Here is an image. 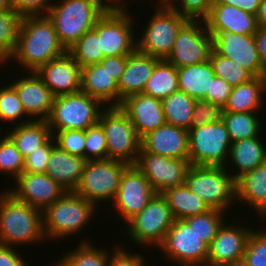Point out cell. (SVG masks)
Instances as JSON below:
<instances>
[{
	"mask_svg": "<svg viewBox=\"0 0 266 266\" xmlns=\"http://www.w3.org/2000/svg\"><path fill=\"white\" fill-rule=\"evenodd\" d=\"M213 37L204 20H188L179 30L166 61L176 68L199 64L210 59Z\"/></svg>",
	"mask_w": 266,
	"mask_h": 266,
	"instance_id": "13",
	"label": "cell"
},
{
	"mask_svg": "<svg viewBox=\"0 0 266 266\" xmlns=\"http://www.w3.org/2000/svg\"><path fill=\"white\" fill-rule=\"evenodd\" d=\"M24 167V158L13 141L6 135L0 138V172L7 173L16 179Z\"/></svg>",
	"mask_w": 266,
	"mask_h": 266,
	"instance_id": "43",
	"label": "cell"
},
{
	"mask_svg": "<svg viewBox=\"0 0 266 266\" xmlns=\"http://www.w3.org/2000/svg\"><path fill=\"white\" fill-rule=\"evenodd\" d=\"M236 199L266 217V161L236 180Z\"/></svg>",
	"mask_w": 266,
	"mask_h": 266,
	"instance_id": "28",
	"label": "cell"
},
{
	"mask_svg": "<svg viewBox=\"0 0 266 266\" xmlns=\"http://www.w3.org/2000/svg\"><path fill=\"white\" fill-rule=\"evenodd\" d=\"M97 208L74 191H66L42 211L46 239L54 241L81 232L92 220Z\"/></svg>",
	"mask_w": 266,
	"mask_h": 266,
	"instance_id": "4",
	"label": "cell"
},
{
	"mask_svg": "<svg viewBox=\"0 0 266 266\" xmlns=\"http://www.w3.org/2000/svg\"><path fill=\"white\" fill-rule=\"evenodd\" d=\"M80 65L66 51L63 55L50 60L35 72L48 86L54 96L81 91Z\"/></svg>",
	"mask_w": 266,
	"mask_h": 266,
	"instance_id": "20",
	"label": "cell"
},
{
	"mask_svg": "<svg viewBox=\"0 0 266 266\" xmlns=\"http://www.w3.org/2000/svg\"><path fill=\"white\" fill-rule=\"evenodd\" d=\"M108 8L105 0H60L51 5L47 17L53 22L59 41L68 50L94 28Z\"/></svg>",
	"mask_w": 266,
	"mask_h": 266,
	"instance_id": "3",
	"label": "cell"
},
{
	"mask_svg": "<svg viewBox=\"0 0 266 266\" xmlns=\"http://www.w3.org/2000/svg\"><path fill=\"white\" fill-rule=\"evenodd\" d=\"M228 169L230 167L191 165L185 184L210 208L225 212L236 199V180Z\"/></svg>",
	"mask_w": 266,
	"mask_h": 266,
	"instance_id": "5",
	"label": "cell"
},
{
	"mask_svg": "<svg viewBox=\"0 0 266 266\" xmlns=\"http://www.w3.org/2000/svg\"><path fill=\"white\" fill-rule=\"evenodd\" d=\"M55 143L64 151L71 155L84 158L85 149V130H63L51 131Z\"/></svg>",
	"mask_w": 266,
	"mask_h": 266,
	"instance_id": "47",
	"label": "cell"
},
{
	"mask_svg": "<svg viewBox=\"0 0 266 266\" xmlns=\"http://www.w3.org/2000/svg\"><path fill=\"white\" fill-rule=\"evenodd\" d=\"M72 266L64 257L60 259L58 262L53 264V266Z\"/></svg>",
	"mask_w": 266,
	"mask_h": 266,
	"instance_id": "60",
	"label": "cell"
},
{
	"mask_svg": "<svg viewBox=\"0 0 266 266\" xmlns=\"http://www.w3.org/2000/svg\"><path fill=\"white\" fill-rule=\"evenodd\" d=\"M27 73L30 75L12 81L11 85L16 89L23 108L30 119L47 120L55 96L35 71Z\"/></svg>",
	"mask_w": 266,
	"mask_h": 266,
	"instance_id": "21",
	"label": "cell"
},
{
	"mask_svg": "<svg viewBox=\"0 0 266 266\" xmlns=\"http://www.w3.org/2000/svg\"><path fill=\"white\" fill-rule=\"evenodd\" d=\"M265 146L260 136L231 142L228 162L230 160L231 166L236 167L237 170L236 173L230 174L231 177L237 180L244 173L264 163L266 161Z\"/></svg>",
	"mask_w": 266,
	"mask_h": 266,
	"instance_id": "29",
	"label": "cell"
},
{
	"mask_svg": "<svg viewBox=\"0 0 266 266\" xmlns=\"http://www.w3.org/2000/svg\"><path fill=\"white\" fill-rule=\"evenodd\" d=\"M215 76L222 78L232 87L251 80L254 76L236 61L225 58L214 49L210 55Z\"/></svg>",
	"mask_w": 266,
	"mask_h": 266,
	"instance_id": "39",
	"label": "cell"
},
{
	"mask_svg": "<svg viewBox=\"0 0 266 266\" xmlns=\"http://www.w3.org/2000/svg\"><path fill=\"white\" fill-rule=\"evenodd\" d=\"M214 2L233 5L236 8H241L245 12L257 15L262 0H214Z\"/></svg>",
	"mask_w": 266,
	"mask_h": 266,
	"instance_id": "55",
	"label": "cell"
},
{
	"mask_svg": "<svg viewBox=\"0 0 266 266\" xmlns=\"http://www.w3.org/2000/svg\"><path fill=\"white\" fill-rule=\"evenodd\" d=\"M242 263L245 266H266V230L261 232L253 229L247 242Z\"/></svg>",
	"mask_w": 266,
	"mask_h": 266,
	"instance_id": "45",
	"label": "cell"
},
{
	"mask_svg": "<svg viewBox=\"0 0 266 266\" xmlns=\"http://www.w3.org/2000/svg\"><path fill=\"white\" fill-rule=\"evenodd\" d=\"M188 131V159L191 165L226 167L231 141L222 119L214 123L191 127Z\"/></svg>",
	"mask_w": 266,
	"mask_h": 266,
	"instance_id": "10",
	"label": "cell"
},
{
	"mask_svg": "<svg viewBox=\"0 0 266 266\" xmlns=\"http://www.w3.org/2000/svg\"><path fill=\"white\" fill-rule=\"evenodd\" d=\"M174 220L166 199L162 194H155L140 213L126 222V237L129 235L136 245L159 247Z\"/></svg>",
	"mask_w": 266,
	"mask_h": 266,
	"instance_id": "11",
	"label": "cell"
},
{
	"mask_svg": "<svg viewBox=\"0 0 266 266\" xmlns=\"http://www.w3.org/2000/svg\"><path fill=\"white\" fill-rule=\"evenodd\" d=\"M255 40L260 59L262 61L264 69L266 70V27L258 28V31L255 33Z\"/></svg>",
	"mask_w": 266,
	"mask_h": 266,
	"instance_id": "56",
	"label": "cell"
},
{
	"mask_svg": "<svg viewBox=\"0 0 266 266\" xmlns=\"http://www.w3.org/2000/svg\"><path fill=\"white\" fill-rule=\"evenodd\" d=\"M149 181L134 165H129L122 174L117 194L111 204L127 222L140 213L155 195Z\"/></svg>",
	"mask_w": 266,
	"mask_h": 266,
	"instance_id": "16",
	"label": "cell"
},
{
	"mask_svg": "<svg viewBox=\"0 0 266 266\" xmlns=\"http://www.w3.org/2000/svg\"><path fill=\"white\" fill-rule=\"evenodd\" d=\"M107 143L108 159L134 165L141 150V138L132 121L119 106L105 107L99 116Z\"/></svg>",
	"mask_w": 266,
	"mask_h": 266,
	"instance_id": "7",
	"label": "cell"
},
{
	"mask_svg": "<svg viewBox=\"0 0 266 266\" xmlns=\"http://www.w3.org/2000/svg\"><path fill=\"white\" fill-rule=\"evenodd\" d=\"M265 92L266 76L253 77L251 80L232 88L223 111L234 113L259 111L262 109V105L264 106L265 100L262 96Z\"/></svg>",
	"mask_w": 266,
	"mask_h": 266,
	"instance_id": "30",
	"label": "cell"
},
{
	"mask_svg": "<svg viewBox=\"0 0 266 266\" xmlns=\"http://www.w3.org/2000/svg\"><path fill=\"white\" fill-rule=\"evenodd\" d=\"M14 189H5L15 199L43 211L58 200L66 190L46 173L22 172Z\"/></svg>",
	"mask_w": 266,
	"mask_h": 266,
	"instance_id": "19",
	"label": "cell"
},
{
	"mask_svg": "<svg viewBox=\"0 0 266 266\" xmlns=\"http://www.w3.org/2000/svg\"><path fill=\"white\" fill-rule=\"evenodd\" d=\"M231 266H245L243 263H238V264H234V265H231Z\"/></svg>",
	"mask_w": 266,
	"mask_h": 266,
	"instance_id": "61",
	"label": "cell"
},
{
	"mask_svg": "<svg viewBox=\"0 0 266 266\" xmlns=\"http://www.w3.org/2000/svg\"><path fill=\"white\" fill-rule=\"evenodd\" d=\"M0 266H29L14 247L0 244Z\"/></svg>",
	"mask_w": 266,
	"mask_h": 266,
	"instance_id": "54",
	"label": "cell"
},
{
	"mask_svg": "<svg viewBox=\"0 0 266 266\" xmlns=\"http://www.w3.org/2000/svg\"><path fill=\"white\" fill-rule=\"evenodd\" d=\"M223 109L206 100H196L192 114L191 127L214 123L222 119Z\"/></svg>",
	"mask_w": 266,
	"mask_h": 266,
	"instance_id": "48",
	"label": "cell"
},
{
	"mask_svg": "<svg viewBox=\"0 0 266 266\" xmlns=\"http://www.w3.org/2000/svg\"><path fill=\"white\" fill-rule=\"evenodd\" d=\"M81 91L97 98L103 105L119 106L118 83L100 64L82 68Z\"/></svg>",
	"mask_w": 266,
	"mask_h": 266,
	"instance_id": "27",
	"label": "cell"
},
{
	"mask_svg": "<svg viewBox=\"0 0 266 266\" xmlns=\"http://www.w3.org/2000/svg\"><path fill=\"white\" fill-rule=\"evenodd\" d=\"M0 10H15L13 0H0Z\"/></svg>",
	"mask_w": 266,
	"mask_h": 266,
	"instance_id": "58",
	"label": "cell"
},
{
	"mask_svg": "<svg viewBox=\"0 0 266 266\" xmlns=\"http://www.w3.org/2000/svg\"><path fill=\"white\" fill-rule=\"evenodd\" d=\"M232 86L222 78L215 76L211 81L210 92L203 100L219 105L222 109L226 105L232 91Z\"/></svg>",
	"mask_w": 266,
	"mask_h": 266,
	"instance_id": "50",
	"label": "cell"
},
{
	"mask_svg": "<svg viewBox=\"0 0 266 266\" xmlns=\"http://www.w3.org/2000/svg\"><path fill=\"white\" fill-rule=\"evenodd\" d=\"M141 147L149 153L169 158L188 159L189 131L165 123L141 139Z\"/></svg>",
	"mask_w": 266,
	"mask_h": 266,
	"instance_id": "24",
	"label": "cell"
},
{
	"mask_svg": "<svg viewBox=\"0 0 266 266\" xmlns=\"http://www.w3.org/2000/svg\"><path fill=\"white\" fill-rule=\"evenodd\" d=\"M26 115V116H25ZM26 117L24 119L27 122L32 121L22 105V102L19 99V96L16 92V89L11 85L0 88V121H9V123L21 120V117ZM18 119V120H17Z\"/></svg>",
	"mask_w": 266,
	"mask_h": 266,
	"instance_id": "42",
	"label": "cell"
},
{
	"mask_svg": "<svg viewBox=\"0 0 266 266\" xmlns=\"http://www.w3.org/2000/svg\"><path fill=\"white\" fill-rule=\"evenodd\" d=\"M128 166V163L120 160H87L80 182L74 192L92 202L96 207L100 201L110 200L112 203L117 194L122 174Z\"/></svg>",
	"mask_w": 266,
	"mask_h": 266,
	"instance_id": "8",
	"label": "cell"
},
{
	"mask_svg": "<svg viewBox=\"0 0 266 266\" xmlns=\"http://www.w3.org/2000/svg\"><path fill=\"white\" fill-rule=\"evenodd\" d=\"M120 247V248H119ZM117 245V247H114L112 254H109L108 259V266H145L146 264L144 256L138 254H135V252L132 254L130 252H127L126 249L123 247Z\"/></svg>",
	"mask_w": 266,
	"mask_h": 266,
	"instance_id": "52",
	"label": "cell"
},
{
	"mask_svg": "<svg viewBox=\"0 0 266 266\" xmlns=\"http://www.w3.org/2000/svg\"><path fill=\"white\" fill-rule=\"evenodd\" d=\"M52 0H13L15 11L23 16L47 15Z\"/></svg>",
	"mask_w": 266,
	"mask_h": 266,
	"instance_id": "51",
	"label": "cell"
},
{
	"mask_svg": "<svg viewBox=\"0 0 266 266\" xmlns=\"http://www.w3.org/2000/svg\"><path fill=\"white\" fill-rule=\"evenodd\" d=\"M3 192L0 195V244L16 247V244L43 242L46 237L42 211Z\"/></svg>",
	"mask_w": 266,
	"mask_h": 266,
	"instance_id": "2",
	"label": "cell"
},
{
	"mask_svg": "<svg viewBox=\"0 0 266 266\" xmlns=\"http://www.w3.org/2000/svg\"><path fill=\"white\" fill-rule=\"evenodd\" d=\"M84 158L86 160L108 159L106 137L99 123L85 130Z\"/></svg>",
	"mask_w": 266,
	"mask_h": 266,
	"instance_id": "44",
	"label": "cell"
},
{
	"mask_svg": "<svg viewBox=\"0 0 266 266\" xmlns=\"http://www.w3.org/2000/svg\"><path fill=\"white\" fill-rule=\"evenodd\" d=\"M7 136L25 158L43 146L53 135L46 120H22L18 124L15 123Z\"/></svg>",
	"mask_w": 266,
	"mask_h": 266,
	"instance_id": "31",
	"label": "cell"
},
{
	"mask_svg": "<svg viewBox=\"0 0 266 266\" xmlns=\"http://www.w3.org/2000/svg\"><path fill=\"white\" fill-rule=\"evenodd\" d=\"M158 4L161 6H157L146 30L136 40V50L158 59H166L180 28L189 19L173 10L163 0Z\"/></svg>",
	"mask_w": 266,
	"mask_h": 266,
	"instance_id": "9",
	"label": "cell"
},
{
	"mask_svg": "<svg viewBox=\"0 0 266 266\" xmlns=\"http://www.w3.org/2000/svg\"><path fill=\"white\" fill-rule=\"evenodd\" d=\"M125 8H108L93 30L100 39L104 57L130 55L136 50L134 19Z\"/></svg>",
	"mask_w": 266,
	"mask_h": 266,
	"instance_id": "12",
	"label": "cell"
},
{
	"mask_svg": "<svg viewBox=\"0 0 266 266\" xmlns=\"http://www.w3.org/2000/svg\"><path fill=\"white\" fill-rule=\"evenodd\" d=\"M52 150V137L29 156L24 158L23 172L46 173L48 160Z\"/></svg>",
	"mask_w": 266,
	"mask_h": 266,
	"instance_id": "49",
	"label": "cell"
},
{
	"mask_svg": "<svg viewBox=\"0 0 266 266\" xmlns=\"http://www.w3.org/2000/svg\"><path fill=\"white\" fill-rule=\"evenodd\" d=\"M258 111L228 112L222 111V121L225 123L230 141L258 137L261 129V121L256 117Z\"/></svg>",
	"mask_w": 266,
	"mask_h": 266,
	"instance_id": "36",
	"label": "cell"
},
{
	"mask_svg": "<svg viewBox=\"0 0 266 266\" xmlns=\"http://www.w3.org/2000/svg\"><path fill=\"white\" fill-rule=\"evenodd\" d=\"M119 107L132 121L141 139L166 123L161 100L144 93L126 97Z\"/></svg>",
	"mask_w": 266,
	"mask_h": 266,
	"instance_id": "22",
	"label": "cell"
},
{
	"mask_svg": "<svg viewBox=\"0 0 266 266\" xmlns=\"http://www.w3.org/2000/svg\"><path fill=\"white\" fill-rule=\"evenodd\" d=\"M86 159L61 149L52 136V150L46 174L66 191H74L80 182Z\"/></svg>",
	"mask_w": 266,
	"mask_h": 266,
	"instance_id": "26",
	"label": "cell"
},
{
	"mask_svg": "<svg viewBox=\"0 0 266 266\" xmlns=\"http://www.w3.org/2000/svg\"><path fill=\"white\" fill-rule=\"evenodd\" d=\"M21 20L15 10H0V65H4L17 45Z\"/></svg>",
	"mask_w": 266,
	"mask_h": 266,
	"instance_id": "37",
	"label": "cell"
},
{
	"mask_svg": "<svg viewBox=\"0 0 266 266\" xmlns=\"http://www.w3.org/2000/svg\"><path fill=\"white\" fill-rule=\"evenodd\" d=\"M224 213L226 212L211 208L205 213L191 216L184 220L191 227H193L194 231L201 238V240H203L209 246L217 235L218 229L225 221Z\"/></svg>",
	"mask_w": 266,
	"mask_h": 266,
	"instance_id": "40",
	"label": "cell"
},
{
	"mask_svg": "<svg viewBox=\"0 0 266 266\" xmlns=\"http://www.w3.org/2000/svg\"><path fill=\"white\" fill-rule=\"evenodd\" d=\"M166 123L189 130L196 100L181 90L161 100Z\"/></svg>",
	"mask_w": 266,
	"mask_h": 266,
	"instance_id": "35",
	"label": "cell"
},
{
	"mask_svg": "<svg viewBox=\"0 0 266 266\" xmlns=\"http://www.w3.org/2000/svg\"><path fill=\"white\" fill-rule=\"evenodd\" d=\"M149 181L156 194L184 184L189 159L169 158L146 152L142 147L134 164Z\"/></svg>",
	"mask_w": 266,
	"mask_h": 266,
	"instance_id": "15",
	"label": "cell"
},
{
	"mask_svg": "<svg viewBox=\"0 0 266 266\" xmlns=\"http://www.w3.org/2000/svg\"><path fill=\"white\" fill-rule=\"evenodd\" d=\"M204 21L209 33L255 35L259 28L256 15L220 2H213Z\"/></svg>",
	"mask_w": 266,
	"mask_h": 266,
	"instance_id": "23",
	"label": "cell"
},
{
	"mask_svg": "<svg viewBox=\"0 0 266 266\" xmlns=\"http://www.w3.org/2000/svg\"><path fill=\"white\" fill-rule=\"evenodd\" d=\"M128 55L104 57L99 64L107 70L111 77L118 83L124 71Z\"/></svg>",
	"mask_w": 266,
	"mask_h": 266,
	"instance_id": "53",
	"label": "cell"
},
{
	"mask_svg": "<svg viewBox=\"0 0 266 266\" xmlns=\"http://www.w3.org/2000/svg\"><path fill=\"white\" fill-rule=\"evenodd\" d=\"M159 60L137 50L127 56L124 71L118 82L119 106L126 97L143 92L147 80Z\"/></svg>",
	"mask_w": 266,
	"mask_h": 266,
	"instance_id": "25",
	"label": "cell"
},
{
	"mask_svg": "<svg viewBox=\"0 0 266 266\" xmlns=\"http://www.w3.org/2000/svg\"><path fill=\"white\" fill-rule=\"evenodd\" d=\"M213 49L221 56L236 61L254 77L266 76L260 59L255 35L236 33H210Z\"/></svg>",
	"mask_w": 266,
	"mask_h": 266,
	"instance_id": "18",
	"label": "cell"
},
{
	"mask_svg": "<svg viewBox=\"0 0 266 266\" xmlns=\"http://www.w3.org/2000/svg\"><path fill=\"white\" fill-rule=\"evenodd\" d=\"M158 249L180 266H206L208 245L183 219L174 220Z\"/></svg>",
	"mask_w": 266,
	"mask_h": 266,
	"instance_id": "14",
	"label": "cell"
},
{
	"mask_svg": "<svg viewBox=\"0 0 266 266\" xmlns=\"http://www.w3.org/2000/svg\"><path fill=\"white\" fill-rule=\"evenodd\" d=\"M101 105L97 98L82 91L55 96L46 121L51 131L86 130L98 123L100 113L104 109Z\"/></svg>",
	"mask_w": 266,
	"mask_h": 266,
	"instance_id": "6",
	"label": "cell"
},
{
	"mask_svg": "<svg viewBox=\"0 0 266 266\" xmlns=\"http://www.w3.org/2000/svg\"><path fill=\"white\" fill-rule=\"evenodd\" d=\"M67 51L81 68L99 64L104 58L100 50V39L93 29L84 33Z\"/></svg>",
	"mask_w": 266,
	"mask_h": 266,
	"instance_id": "38",
	"label": "cell"
},
{
	"mask_svg": "<svg viewBox=\"0 0 266 266\" xmlns=\"http://www.w3.org/2000/svg\"><path fill=\"white\" fill-rule=\"evenodd\" d=\"M256 17H257L258 26L266 27V0H262Z\"/></svg>",
	"mask_w": 266,
	"mask_h": 266,
	"instance_id": "57",
	"label": "cell"
},
{
	"mask_svg": "<svg viewBox=\"0 0 266 266\" xmlns=\"http://www.w3.org/2000/svg\"><path fill=\"white\" fill-rule=\"evenodd\" d=\"M108 2V4H107ZM110 2V3H109ZM120 2L122 4H120ZM105 3L107 4V6L109 8H126L124 5L125 3L123 4L122 0H105ZM114 3V4H113ZM118 3V4H117Z\"/></svg>",
	"mask_w": 266,
	"mask_h": 266,
	"instance_id": "59",
	"label": "cell"
},
{
	"mask_svg": "<svg viewBox=\"0 0 266 266\" xmlns=\"http://www.w3.org/2000/svg\"><path fill=\"white\" fill-rule=\"evenodd\" d=\"M72 252H68L63 257L72 266H108L109 252L104 248L94 246L86 240L81 241Z\"/></svg>",
	"mask_w": 266,
	"mask_h": 266,
	"instance_id": "41",
	"label": "cell"
},
{
	"mask_svg": "<svg viewBox=\"0 0 266 266\" xmlns=\"http://www.w3.org/2000/svg\"><path fill=\"white\" fill-rule=\"evenodd\" d=\"M162 196L170 206L174 219H186L211 208L184 183L165 190Z\"/></svg>",
	"mask_w": 266,
	"mask_h": 266,
	"instance_id": "33",
	"label": "cell"
},
{
	"mask_svg": "<svg viewBox=\"0 0 266 266\" xmlns=\"http://www.w3.org/2000/svg\"><path fill=\"white\" fill-rule=\"evenodd\" d=\"M66 51L47 15L23 16L17 45L4 63L12 58L29 72L36 71Z\"/></svg>",
	"mask_w": 266,
	"mask_h": 266,
	"instance_id": "1",
	"label": "cell"
},
{
	"mask_svg": "<svg viewBox=\"0 0 266 266\" xmlns=\"http://www.w3.org/2000/svg\"><path fill=\"white\" fill-rule=\"evenodd\" d=\"M179 90L195 100H203L210 92L211 81L215 77L212 63L208 61L177 68Z\"/></svg>",
	"mask_w": 266,
	"mask_h": 266,
	"instance_id": "32",
	"label": "cell"
},
{
	"mask_svg": "<svg viewBox=\"0 0 266 266\" xmlns=\"http://www.w3.org/2000/svg\"><path fill=\"white\" fill-rule=\"evenodd\" d=\"M179 90L177 68L165 59H160L152 71L142 93L163 100Z\"/></svg>",
	"mask_w": 266,
	"mask_h": 266,
	"instance_id": "34",
	"label": "cell"
},
{
	"mask_svg": "<svg viewBox=\"0 0 266 266\" xmlns=\"http://www.w3.org/2000/svg\"><path fill=\"white\" fill-rule=\"evenodd\" d=\"M161 1V0H159ZM169 7L189 20H205L214 0H163ZM176 4H179L176 6ZM179 6V7H178Z\"/></svg>",
	"mask_w": 266,
	"mask_h": 266,
	"instance_id": "46",
	"label": "cell"
},
{
	"mask_svg": "<svg viewBox=\"0 0 266 266\" xmlns=\"http://www.w3.org/2000/svg\"><path fill=\"white\" fill-rule=\"evenodd\" d=\"M224 221L208 246L206 266H231L242 263L247 242L253 228ZM252 229V230H251Z\"/></svg>",
	"mask_w": 266,
	"mask_h": 266,
	"instance_id": "17",
	"label": "cell"
}]
</instances>
